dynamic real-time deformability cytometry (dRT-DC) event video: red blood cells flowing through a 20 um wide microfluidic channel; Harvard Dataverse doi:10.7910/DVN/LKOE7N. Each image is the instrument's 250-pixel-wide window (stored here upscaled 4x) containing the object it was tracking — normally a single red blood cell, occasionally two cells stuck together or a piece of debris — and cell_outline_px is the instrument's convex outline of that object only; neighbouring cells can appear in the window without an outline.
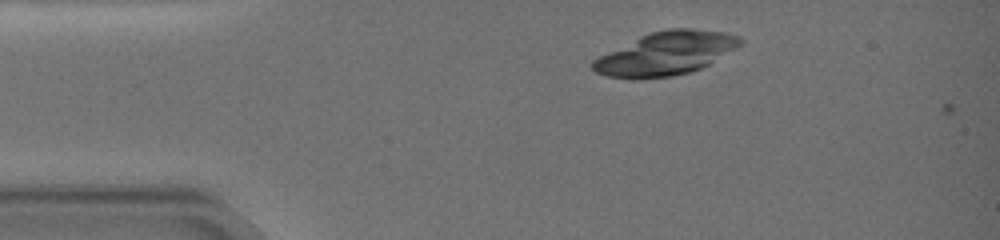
{"species": "common noctule bat (a hibernating species)", "species_latin": "Nyctalus noctula", "temperature_condition": "warm", "stored_images_in_passage": 5, "camera_frame_rate_fps": 3000, "um_per_image_px": 0.085, "animal": {"sex": "female", "body_mass_g": 19.0, "forearm_length_mm": 51.5}, "frame": {"image": 1, "passage_image": 4, "time_ms": 2.667, "image_size_px": [1000, 240], "cell_outline_px": [[744, 40], [740, 44], [708, 64], [692, 72], [672, 76], [640, 80], [632, 80], [608, 76], [596, 72], [592, 68], [592, 60], [648, 32], [668, 28], [692, 28], [724, 32], [740, 36]], "centroid_in_image_um": [56.57, 4.55], "position_along_channel_um": 28.4, "area_um2": 37.11}}